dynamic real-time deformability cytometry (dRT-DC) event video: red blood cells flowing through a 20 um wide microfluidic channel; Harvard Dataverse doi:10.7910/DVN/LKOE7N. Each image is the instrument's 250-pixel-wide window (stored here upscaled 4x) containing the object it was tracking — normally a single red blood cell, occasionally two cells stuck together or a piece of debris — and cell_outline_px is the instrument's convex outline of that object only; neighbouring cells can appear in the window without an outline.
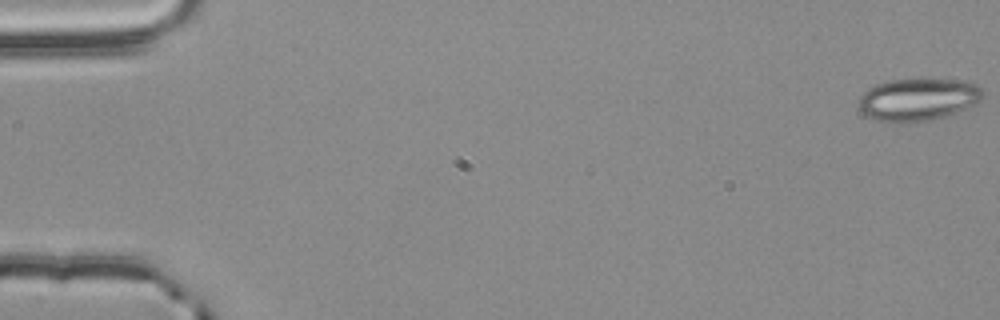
{"species": "common noctule bat (a hibernating species)", "species_latin": "Nyctalus noctula", "temperature_condition": "room temperature", "stored_images_in_passage": 56, "camera_frame_rate_fps": 3000, "um_per_image_px": 0.085, "animal": {"sex": "male", "body_mass_g": 20.4}, "frame": {"image": 1, "passage_image": 1, "time_ms": 0.0, "image_size_px": [1000, 320], "cell_outline_px": [[984, 96], [976, 104], [956, 112], [944, 116], [928, 120], [900, 124], [876, 120], [868, 116], [856, 104], [860, 96], [868, 88], [876, 84], [888, 80], [964, 80], [976, 84], [984, 92]], "centroid_in_image_um": [78.01, 8.47], "position_along_channel_um": 7.0, "area_um2": 30.69}}
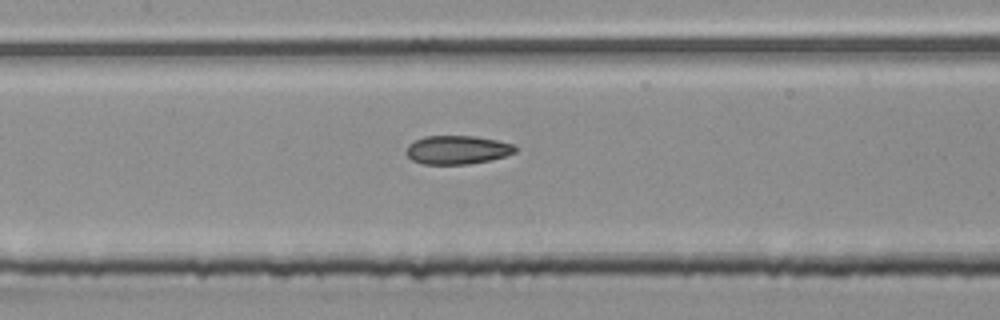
{"frame": {"image": 2, "passage_image": 27, "time_ms": 8.667, "image_size_px": [1000, 320], "cell_outline_px": [[516, 152], [504, 156], [488, 160], [468, 164], [420, 164], [412, 160], [404, 152], [408, 144], [424, 136], [476, 136], [516, 144]], "centroid_in_image_um": [38.85, 12.73], "position_along_channel_um": 168.6, "area_um2": 18.26}}
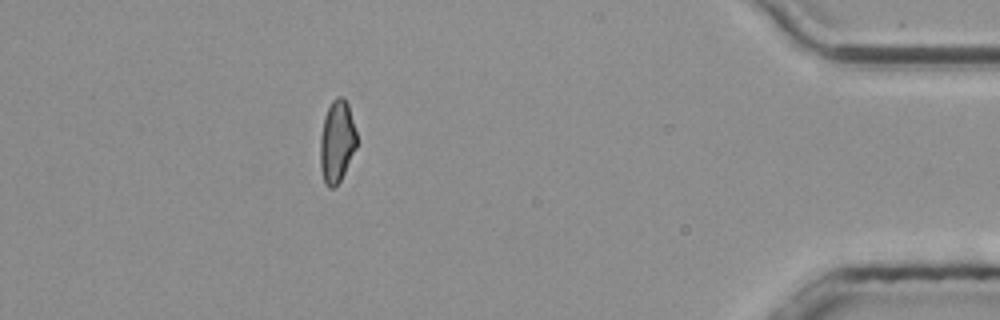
{"frame": {"image": 3, "passage_image": 50, "time_ms": 16.333, "image_size_px": [1000, 320], "cell_outline_px": [[356, 148], [340, 180], [332, 188], [328, 188], [324, 184], [320, 168], [320, 140], [324, 116], [332, 100], [336, 96], [344, 96], [348, 104], [356, 132]], "centroid_in_image_um": [28.62, 12.02], "position_along_channel_um": 406.6, "area_um2": 17.46}, "authors_computed_cell_mechanics": {"area_um2": 18.2937, "velocity_mm_per_s": 3.7975, "shape_relaxation_time_tau1_ms": 7.4473, "shape_relaxation_time_tau2_ms": 2.6956, "deformation_change_tau1": 0.1486, "deformation_change_tau2": 0.0942}}